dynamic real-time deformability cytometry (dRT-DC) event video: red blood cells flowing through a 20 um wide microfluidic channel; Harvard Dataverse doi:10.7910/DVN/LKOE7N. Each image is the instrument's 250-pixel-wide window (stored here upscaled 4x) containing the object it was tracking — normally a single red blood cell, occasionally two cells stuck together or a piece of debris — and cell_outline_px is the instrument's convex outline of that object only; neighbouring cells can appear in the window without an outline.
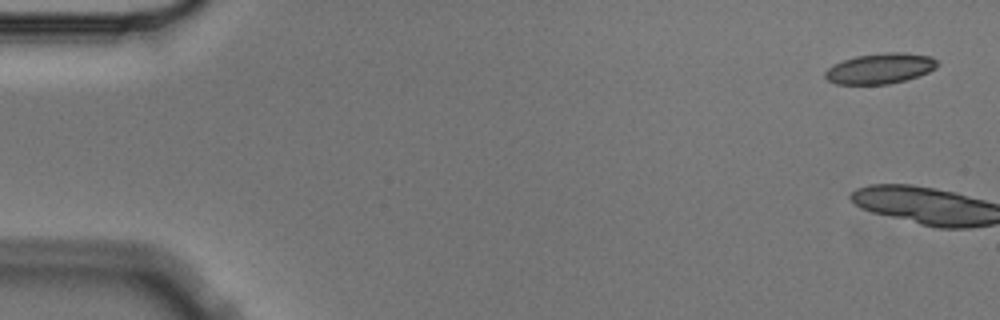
{"species": "Egyptian fruit bat (a non-hibernating species)", "species_latin": "Rousettus aegyptiacus", "temperature_condition": "cold", "stored_images_in_passage": 5, "camera_frame_rate_fps": 3000, "um_per_image_px": 0.085, "animal": {"sex": "male"}, "frame": {"image": 1, "passage_image": 1, "time_ms": 0.0, "image_size_px": [1000, 320], "cell_outline_px": [[940, 64], [936, 68], [928, 72], [904, 80], [888, 84], [836, 84], [828, 80], [824, 76], [824, 72], [832, 64], [856, 56], [884, 52], [904, 52], [932, 56]], "centroid_in_image_um": [74.81, 5.81], "position_along_channel_um": 10.2, "area_um2": 20.0}}